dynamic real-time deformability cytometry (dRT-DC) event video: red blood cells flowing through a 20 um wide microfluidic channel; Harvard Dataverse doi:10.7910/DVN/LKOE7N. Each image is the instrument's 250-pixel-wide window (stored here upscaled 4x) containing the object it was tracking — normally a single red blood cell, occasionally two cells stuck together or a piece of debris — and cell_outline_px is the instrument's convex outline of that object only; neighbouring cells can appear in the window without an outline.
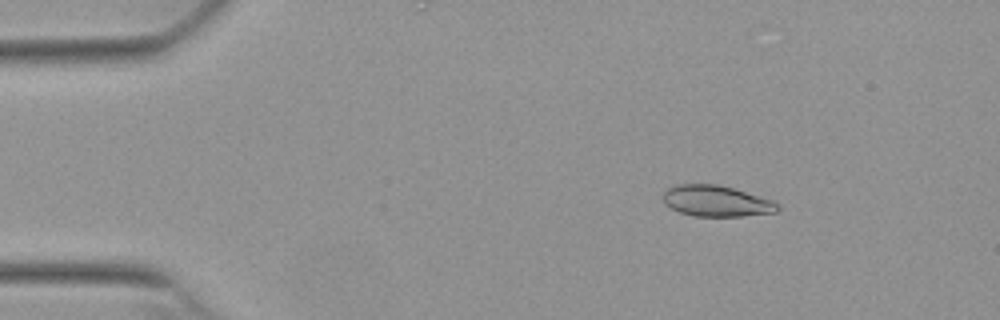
{"species": "Egyptian fruit bat (a non-hibernating species)", "species_latin": "Rousettus aegyptiacus", "temperature_condition": "warm", "stored_images_in_passage": 53, "camera_frame_rate_fps": 3000, "um_per_image_px": 0.085, "animal": {"sex": "female"}, "frame": {"image": 1, "passage_image": 8, "time_ms": 2.333, "image_size_px": [1000, 320], "cell_outline_px": [[780, 208], [776, 212], [744, 216], [692, 216], [680, 212], [664, 204], [664, 192], [668, 188], [676, 184], [716, 184], [732, 188], [772, 200], [780, 204]], "centroid_in_image_um": [60.89, 17.09], "position_along_channel_um": 24.1, "area_um2": 20.63}}
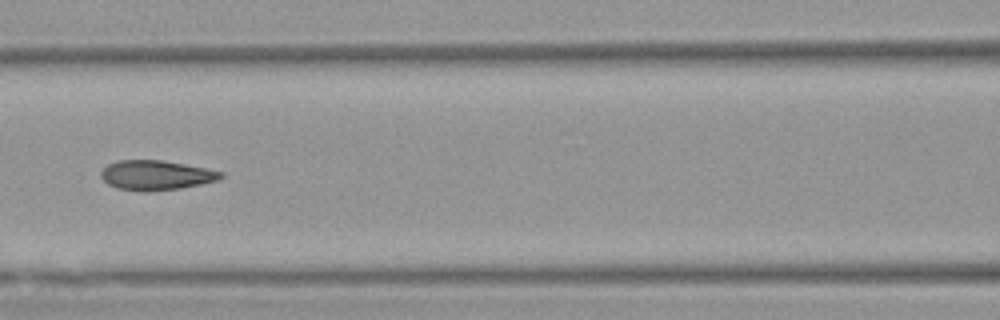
{"frame": {"image": 2, "passage_image": 24, "time_ms": 7.667, "image_size_px": [1000, 320], "cell_outline_px": [[224, 176], [220, 180], [180, 188], [144, 192], [140, 192], [120, 188], [108, 184], [100, 176], [100, 172], [108, 164], [116, 160], [160, 160], [184, 164], [224, 172]], "centroid_in_image_um": [13.26, 14.89], "position_along_channel_um": 153.3, "area_um2": 20.69}}
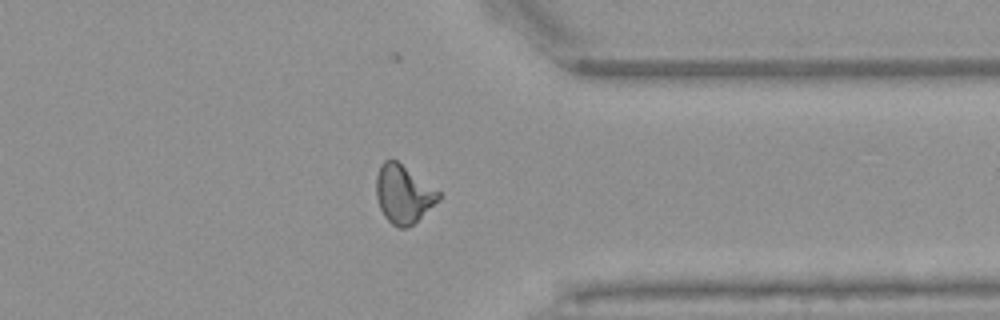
{"frame": {"image": 3, "passage_image": 42, "time_ms": 13.667, "image_size_px": [1000, 320], "cell_outline_px": [[440, 200], [412, 224], [404, 228], [400, 228], [392, 224], [384, 216], [380, 208], [376, 196], [376, 176], [380, 164], [384, 160], [396, 160], [440, 192]], "centroid_in_image_um": [34.27, 16.49], "position_along_channel_um": 377.1, "area_um2": 20.87}, "authors_computed_cell_mechanics": {"area_um2": 20.808, "velocity_mm_per_s": 3.8401, "shape_relaxation_time_tau1_ms": 8.7476, "shape_relaxation_time_tau2_ms": 1.4726, "deformation_change_tau1": 0.2296, "deformation_change_tau2": 0.0755}}